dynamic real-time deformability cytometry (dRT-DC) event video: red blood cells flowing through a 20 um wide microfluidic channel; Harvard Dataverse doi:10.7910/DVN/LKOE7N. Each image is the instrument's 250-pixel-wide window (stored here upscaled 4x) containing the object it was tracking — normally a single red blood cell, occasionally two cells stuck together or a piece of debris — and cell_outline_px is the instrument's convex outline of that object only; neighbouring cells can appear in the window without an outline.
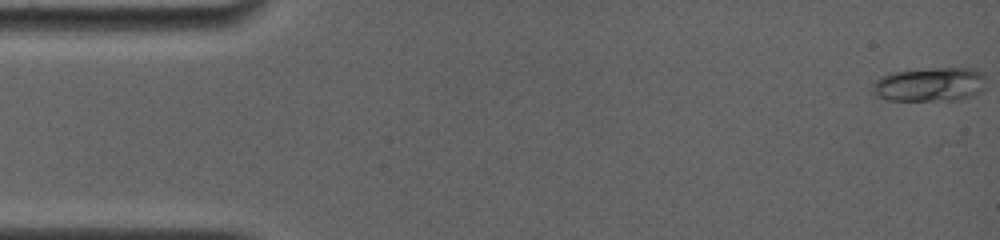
{"species": "common noctule bat (a hibernating species)", "species_latin": "Nyctalus noctula", "temperature_condition": "room temperature", "stored_images_in_passage": 19, "camera_frame_rate_fps": 4000, "um_per_image_px": 0.085, "animal": {"sex": "female", "body_mass_g": 19.0, "forearm_length_mm": 56.7}, "frame": {"image": 1, "passage_image": 1, "time_ms": 0.0, "image_size_px": [1000, 240], "cell_outline_px": [[984, 88], [980, 92], [956, 100], [888, 100], [876, 96], [872, 88], [872, 84], [880, 76], [892, 72], [928, 68], [972, 68], [980, 72], [984, 76]], "centroid_in_image_um": [79.0, 7.17], "position_along_channel_um": 6.0, "area_um2": 22.48}}
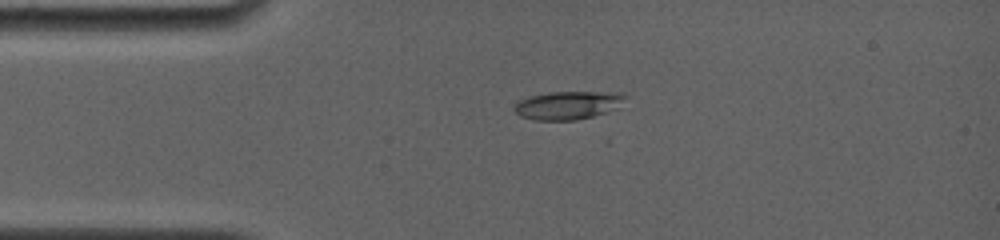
{"frame": {"image": 2, "passage_image": 11, "time_ms": 3.5, "image_size_px": [1000, 240], "cell_outline_px": [[628, 96], [616, 108], [608, 112], [576, 120], [532, 120], [520, 116], [512, 108], [520, 100], [528, 96], [548, 92], [624, 92]], "centroid_in_image_um": [48.28, 8.94], "position_along_channel_um": 36.7, "area_um2": 18.38}}
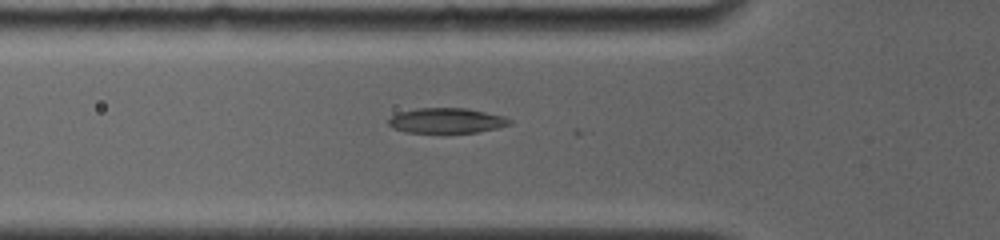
{"frame": {"image": 3, "passage_image": 15, "time_ms": 5.5, "image_size_px": [1000, 240], "cell_outline_px": [[512, 124], [496, 128], [476, 132], [404, 132], [392, 128], [388, 124], [388, 120], [392, 116], [400, 112], [416, 108], [468, 108], [504, 116], [512, 120]], "centroid_in_image_um": [37.96, 10.24], "position_along_channel_um": 87.8, "area_um2": 17.69}}